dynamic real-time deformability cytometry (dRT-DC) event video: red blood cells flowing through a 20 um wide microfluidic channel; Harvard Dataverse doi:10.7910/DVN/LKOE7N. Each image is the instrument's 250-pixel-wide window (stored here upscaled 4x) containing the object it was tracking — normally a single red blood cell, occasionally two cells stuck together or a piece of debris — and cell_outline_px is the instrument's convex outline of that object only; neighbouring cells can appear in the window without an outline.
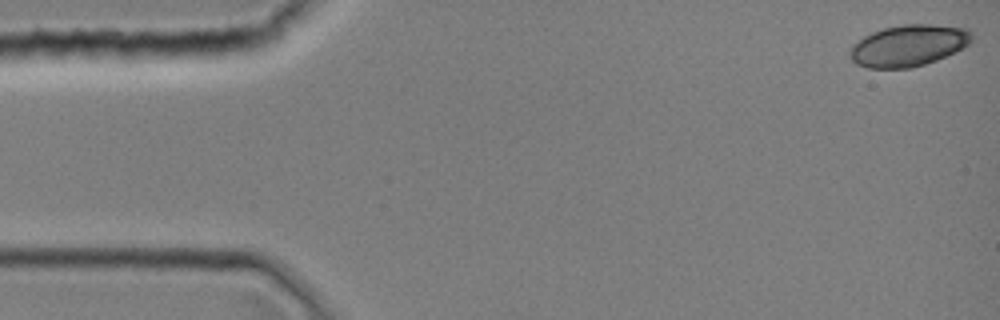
{"species": "common noctule bat (a hibernating species)", "species_latin": "Nyctalus noctula", "temperature_condition": "room temperature", "stored_images_in_passage": 9, "camera_frame_rate_fps": 3000, "um_per_image_px": 0.085, "animal": {"sex": "female", "body_mass_g": 19.0, "forearm_length_mm": 51.5}, "frame": {"image": 1, "passage_image": 1, "time_ms": 0.0, "image_size_px": [1000, 320], "cell_outline_px": [[972, 40], [968, 44], [936, 60], [912, 68], [868, 68], [856, 64], [848, 56], [848, 52], [852, 44], [864, 36], [872, 32], [884, 28], [904, 24], [932, 24], [968, 28], [972, 32]], "centroid_in_image_um": [77.18, 3.87], "position_along_channel_um": 7.8, "area_um2": 29.48}}